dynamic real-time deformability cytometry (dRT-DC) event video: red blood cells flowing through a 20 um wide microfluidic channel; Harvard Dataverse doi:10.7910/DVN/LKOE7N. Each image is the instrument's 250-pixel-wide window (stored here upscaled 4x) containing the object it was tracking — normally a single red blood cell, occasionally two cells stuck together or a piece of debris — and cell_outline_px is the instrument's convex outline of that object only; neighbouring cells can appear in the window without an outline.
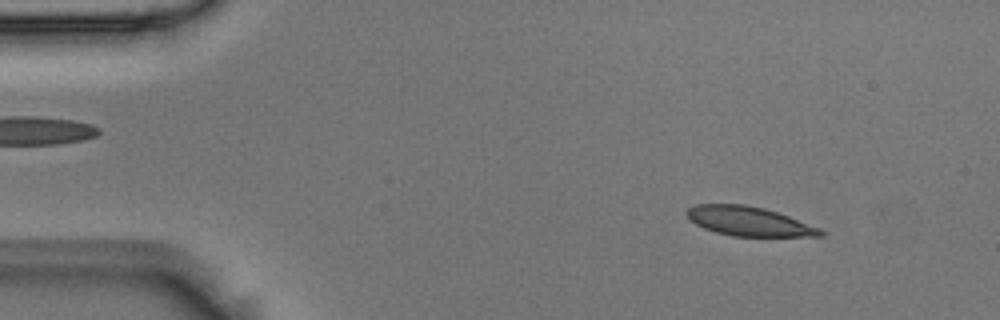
{"species": "Egyptian fruit bat (a non-hibernating species)", "species_latin": "Rousettus aegyptiacus", "temperature_condition": "room temperature", "stored_images_in_passage": 54, "camera_frame_rate_fps": 3000, "um_per_image_px": 0.085, "animal": {"sex": "male"}, "frame": {"image": 1, "passage_image": 6, "time_ms": 1.667, "image_size_px": [1000, 320], "cell_outline_px": [[824, 236], [732, 236], [716, 232], [704, 228], [688, 220], [684, 212], [688, 208], [696, 204], [744, 204], [764, 208], [788, 216], [820, 228], [824, 232]], "centroid_in_image_um": [63.61, 18.8], "position_along_channel_um": 21.4, "area_um2": 22.77}}
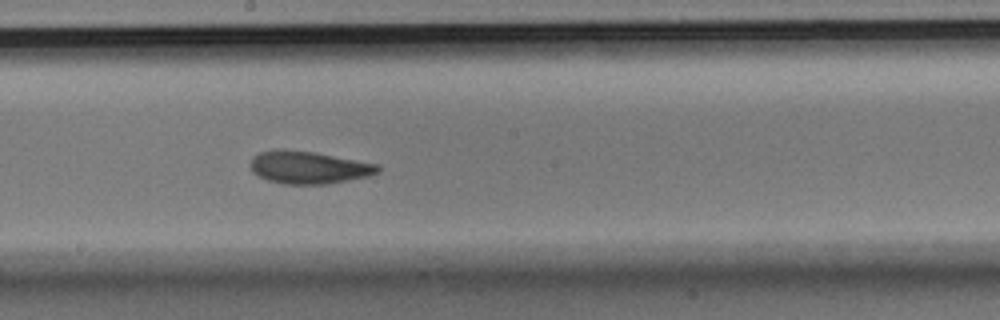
{"frame": {"image": 2, "passage_image": 29, "time_ms": 9.333, "image_size_px": [1000, 320], "cell_outline_px": [[380, 172], [368, 176], [328, 184], [284, 184], [268, 180], [252, 172], [248, 164], [252, 156], [260, 152], [276, 148], [284, 148], [316, 152], [380, 164]], "centroid_in_image_um": [26.21, 14.21], "position_along_channel_um": 222.0, "area_um2": 24.68}}
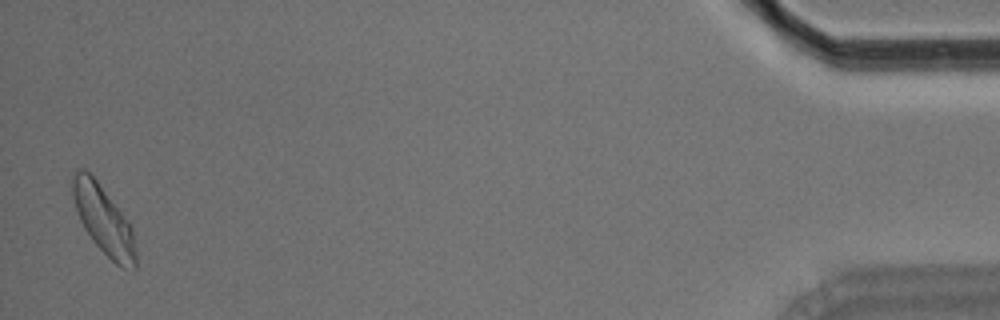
{"frame": {"image": 3, "passage_image": 53, "time_ms": 17.333, "image_size_px": [1000, 320], "cell_outline_px": [[136, 268], [120, 268], [92, 240], [84, 228], [80, 220], [72, 196], [72, 176], [76, 168], [84, 168], [96, 180], [132, 224], [136, 248]], "centroid_in_image_um": [8.82, 18.69], "position_along_channel_um": 426.4, "area_um2": 25.26}, "authors_computed_cell_mechanics": {"area_um2": 23.8425, "velocity_mm_per_s": 3.6644, "shape_relaxation_time_tau1_ms": 4.3504, "shape_relaxation_time_tau2_ms": 2.3554, "deformation_change_tau1": 0.131, "deformation_change_tau2": 0.0824}}